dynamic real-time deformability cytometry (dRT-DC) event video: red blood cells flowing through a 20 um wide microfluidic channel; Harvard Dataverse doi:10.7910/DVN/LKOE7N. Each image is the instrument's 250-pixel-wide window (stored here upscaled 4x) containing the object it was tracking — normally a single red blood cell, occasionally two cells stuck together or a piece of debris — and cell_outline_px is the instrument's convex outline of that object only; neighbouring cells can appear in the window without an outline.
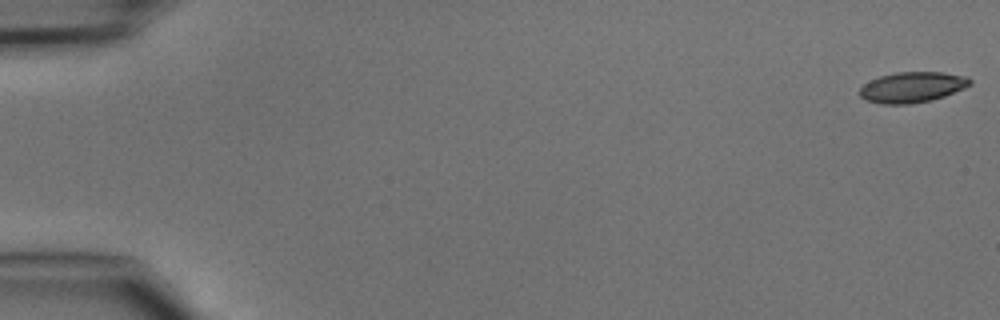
{"species": "common noctule bat (a hibernating species)", "species_latin": "Nyctalus noctula", "temperature_condition": "cold", "stored_images_in_passage": 48, "camera_frame_rate_fps": 3000, "um_per_image_px": 0.085, "animal": {"sex": "male", "body_mass_g": 15.6}, "frame": {"image": 1, "passage_image": 1, "time_ms": 0.0, "image_size_px": [1000, 320], "cell_outline_px": [[972, 84], [964, 88], [944, 96], [932, 100], [912, 104], [880, 104], [864, 100], [860, 96], [860, 88], [864, 84], [880, 76], [896, 72], [944, 72], [968, 76], [972, 80]], "centroid_in_image_um": [77.56, 7.41], "position_along_channel_um": 7.4, "area_um2": 19.83}}
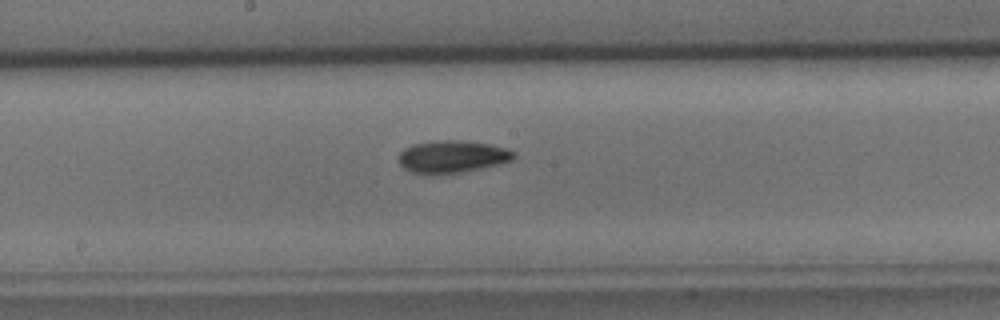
{"frame": {"image": 2, "passage_image": 26, "time_ms": 8.333, "image_size_px": [1000, 320], "cell_outline_px": [[516, 156], [512, 160], [500, 164], [460, 172], [412, 172], [404, 168], [396, 160], [400, 152], [404, 148], [412, 144], [436, 140], [456, 140], [492, 144], [508, 148], [516, 152]], "centroid_in_image_um": [38.46, 13.27], "position_along_channel_um": 209.7, "area_um2": 21.5}}
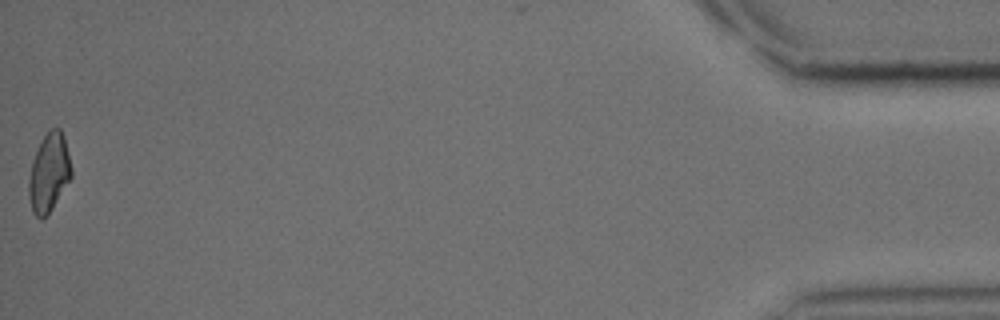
{"frame": {"image": 3, "passage_image": 48, "time_ms": 15.667, "image_size_px": [1000, 320], "cell_outline_px": [[72, 176], [52, 208], [40, 220], [32, 212], [28, 196], [28, 180], [32, 160], [40, 140], [48, 128], [60, 128], [64, 136], [72, 168]], "centroid_in_image_um": [4.14, 14.64], "position_along_channel_um": 431.1, "area_um2": 19.65}}